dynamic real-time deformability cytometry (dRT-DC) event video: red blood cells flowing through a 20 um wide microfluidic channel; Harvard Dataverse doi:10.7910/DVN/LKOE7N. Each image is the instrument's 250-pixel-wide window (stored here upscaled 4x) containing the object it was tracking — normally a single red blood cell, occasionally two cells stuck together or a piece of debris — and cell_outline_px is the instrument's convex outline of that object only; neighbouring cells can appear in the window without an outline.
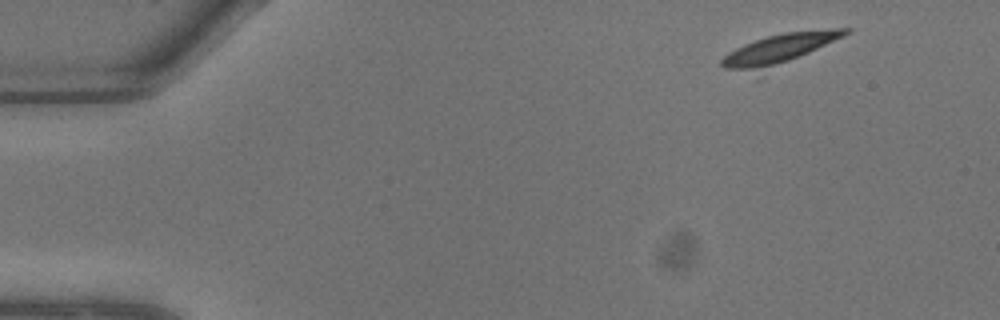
{"species": "common noctule bat (a hibernating species)", "species_latin": "Nyctalus noctula", "temperature_condition": "warm", "stored_images_in_passage": 7, "camera_frame_rate_fps": 3000, "um_per_image_px": 0.085, "animal": {"sex": "male", "body_mass_g": 13.3}, "frame": {"image": 1, "passage_image": 1, "time_ms": 0.0, "image_size_px": [1000, 320], "cell_outline_px": [[852, 32], [844, 36], [808, 52], [788, 60], [772, 64], [752, 68], [724, 68], [720, 64], [720, 60], [728, 52], [744, 44], [768, 36], [784, 32], [832, 28], [852, 28]], "centroid_in_image_um": [66.32, 4.04], "position_along_channel_um": 18.7, "area_um2": 19.77}}
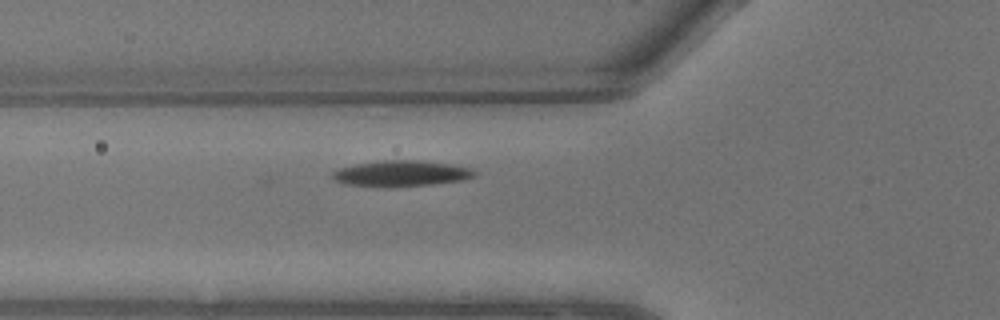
{"frame": {"image": 2, "passage_image": 7, "time_ms": 2.0, "image_size_px": [1000, 320], "cell_outline_px": [[476, 176], [464, 180], [432, 184], [392, 188], [380, 188], [344, 184], [332, 180], [332, 172], [340, 168], [356, 164], [384, 160], [420, 160], [452, 164], [472, 168], [476, 172]], "centroid_in_image_um": [34.09, 14.76], "position_along_channel_um": 91.7, "area_um2": 21.96}}